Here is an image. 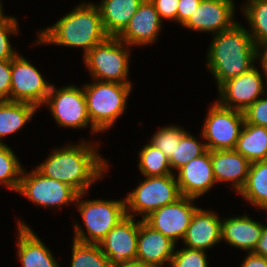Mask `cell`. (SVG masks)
I'll return each mask as SVG.
<instances>
[{
  "instance_id": "60d3db41",
  "label": "cell",
  "mask_w": 267,
  "mask_h": 267,
  "mask_svg": "<svg viewBox=\"0 0 267 267\" xmlns=\"http://www.w3.org/2000/svg\"><path fill=\"white\" fill-rule=\"evenodd\" d=\"M253 253L267 258V225L264 224L261 237Z\"/></svg>"
},
{
  "instance_id": "4316f807",
  "label": "cell",
  "mask_w": 267,
  "mask_h": 267,
  "mask_svg": "<svg viewBox=\"0 0 267 267\" xmlns=\"http://www.w3.org/2000/svg\"><path fill=\"white\" fill-rule=\"evenodd\" d=\"M139 170L146 177L173 174L168 157L150 142L139 152Z\"/></svg>"
},
{
  "instance_id": "836d02e7",
  "label": "cell",
  "mask_w": 267,
  "mask_h": 267,
  "mask_svg": "<svg viewBox=\"0 0 267 267\" xmlns=\"http://www.w3.org/2000/svg\"><path fill=\"white\" fill-rule=\"evenodd\" d=\"M19 25L15 17L0 19V60H11L18 53L12 48L10 34L18 33Z\"/></svg>"
},
{
  "instance_id": "7bdbcfd3",
  "label": "cell",
  "mask_w": 267,
  "mask_h": 267,
  "mask_svg": "<svg viewBox=\"0 0 267 267\" xmlns=\"http://www.w3.org/2000/svg\"><path fill=\"white\" fill-rule=\"evenodd\" d=\"M2 8H3V7H2V5H1V0H0V19L5 18V17H8V16L4 15V13H3V9H2Z\"/></svg>"
},
{
  "instance_id": "1f68e13d",
  "label": "cell",
  "mask_w": 267,
  "mask_h": 267,
  "mask_svg": "<svg viewBox=\"0 0 267 267\" xmlns=\"http://www.w3.org/2000/svg\"><path fill=\"white\" fill-rule=\"evenodd\" d=\"M185 132V129L179 126H165L164 128L158 129L153 137H151L150 143L170 159Z\"/></svg>"
},
{
  "instance_id": "7a4b0ae2",
  "label": "cell",
  "mask_w": 267,
  "mask_h": 267,
  "mask_svg": "<svg viewBox=\"0 0 267 267\" xmlns=\"http://www.w3.org/2000/svg\"><path fill=\"white\" fill-rule=\"evenodd\" d=\"M213 36L206 58L207 67L214 76L217 87L254 67L257 60L256 45L241 23Z\"/></svg>"
},
{
  "instance_id": "d590c367",
  "label": "cell",
  "mask_w": 267,
  "mask_h": 267,
  "mask_svg": "<svg viewBox=\"0 0 267 267\" xmlns=\"http://www.w3.org/2000/svg\"><path fill=\"white\" fill-rule=\"evenodd\" d=\"M161 20H174L178 22V6L179 0H150Z\"/></svg>"
},
{
  "instance_id": "603a6c76",
  "label": "cell",
  "mask_w": 267,
  "mask_h": 267,
  "mask_svg": "<svg viewBox=\"0 0 267 267\" xmlns=\"http://www.w3.org/2000/svg\"><path fill=\"white\" fill-rule=\"evenodd\" d=\"M144 0H102L98 4L102 25L108 36L117 37L128 25Z\"/></svg>"
},
{
  "instance_id": "7402d4cb",
  "label": "cell",
  "mask_w": 267,
  "mask_h": 267,
  "mask_svg": "<svg viewBox=\"0 0 267 267\" xmlns=\"http://www.w3.org/2000/svg\"><path fill=\"white\" fill-rule=\"evenodd\" d=\"M17 254L22 267H59L44 242L26 225L18 221Z\"/></svg>"
},
{
  "instance_id": "74e56055",
  "label": "cell",
  "mask_w": 267,
  "mask_h": 267,
  "mask_svg": "<svg viewBox=\"0 0 267 267\" xmlns=\"http://www.w3.org/2000/svg\"><path fill=\"white\" fill-rule=\"evenodd\" d=\"M202 0H179L178 22L183 25L198 8Z\"/></svg>"
},
{
  "instance_id": "44dd1931",
  "label": "cell",
  "mask_w": 267,
  "mask_h": 267,
  "mask_svg": "<svg viewBox=\"0 0 267 267\" xmlns=\"http://www.w3.org/2000/svg\"><path fill=\"white\" fill-rule=\"evenodd\" d=\"M264 224L252 220L247 215L223 219L221 222V241L244 251L253 252L261 237Z\"/></svg>"
},
{
  "instance_id": "f1b7e54d",
  "label": "cell",
  "mask_w": 267,
  "mask_h": 267,
  "mask_svg": "<svg viewBox=\"0 0 267 267\" xmlns=\"http://www.w3.org/2000/svg\"><path fill=\"white\" fill-rule=\"evenodd\" d=\"M71 267H110L99 244H85L73 240Z\"/></svg>"
},
{
  "instance_id": "ba28073f",
  "label": "cell",
  "mask_w": 267,
  "mask_h": 267,
  "mask_svg": "<svg viewBox=\"0 0 267 267\" xmlns=\"http://www.w3.org/2000/svg\"><path fill=\"white\" fill-rule=\"evenodd\" d=\"M201 136L207 150L234 149L244 125L243 112L221 106L217 101L208 109Z\"/></svg>"
},
{
  "instance_id": "5b68a950",
  "label": "cell",
  "mask_w": 267,
  "mask_h": 267,
  "mask_svg": "<svg viewBox=\"0 0 267 267\" xmlns=\"http://www.w3.org/2000/svg\"><path fill=\"white\" fill-rule=\"evenodd\" d=\"M85 194H78L76 206L86 226L88 235L75 222L73 240L85 244H99L109 231L127 216L125 199L80 201Z\"/></svg>"
},
{
  "instance_id": "52a82bcc",
  "label": "cell",
  "mask_w": 267,
  "mask_h": 267,
  "mask_svg": "<svg viewBox=\"0 0 267 267\" xmlns=\"http://www.w3.org/2000/svg\"><path fill=\"white\" fill-rule=\"evenodd\" d=\"M175 174L145 177L134 191L125 197L126 214L142 215V220L151 212L175 202L181 197Z\"/></svg>"
},
{
  "instance_id": "8fae6325",
  "label": "cell",
  "mask_w": 267,
  "mask_h": 267,
  "mask_svg": "<svg viewBox=\"0 0 267 267\" xmlns=\"http://www.w3.org/2000/svg\"><path fill=\"white\" fill-rule=\"evenodd\" d=\"M9 101L27 102L39 108L44 105L53 84H49L30 61L21 55L11 59Z\"/></svg>"
},
{
  "instance_id": "d4e9b609",
  "label": "cell",
  "mask_w": 267,
  "mask_h": 267,
  "mask_svg": "<svg viewBox=\"0 0 267 267\" xmlns=\"http://www.w3.org/2000/svg\"><path fill=\"white\" fill-rule=\"evenodd\" d=\"M234 149L251 163L267 160V127L244 123Z\"/></svg>"
},
{
  "instance_id": "2e32d148",
  "label": "cell",
  "mask_w": 267,
  "mask_h": 267,
  "mask_svg": "<svg viewBox=\"0 0 267 267\" xmlns=\"http://www.w3.org/2000/svg\"><path fill=\"white\" fill-rule=\"evenodd\" d=\"M177 183L181 196L198 198L208 192L216 183L210 150L192 159L177 170Z\"/></svg>"
},
{
  "instance_id": "3957f363",
  "label": "cell",
  "mask_w": 267,
  "mask_h": 267,
  "mask_svg": "<svg viewBox=\"0 0 267 267\" xmlns=\"http://www.w3.org/2000/svg\"><path fill=\"white\" fill-rule=\"evenodd\" d=\"M37 34L36 45L47 43L71 48L82 47L84 56L108 37L102 25L98 6L90 2L81 3L54 25Z\"/></svg>"
},
{
  "instance_id": "ac0fdd59",
  "label": "cell",
  "mask_w": 267,
  "mask_h": 267,
  "mask_svg": "<svg viewBox=\"0 0 267 267\" xmlns=\"http://www.w3.org/2000/svg\"><path fill=\"white\" fill-rule=\"evenodd\" d=\"M162 20L150 0H144L126 28L117 36L128 46L154 43L161 30Z\"/></svg>"
},
{
  "instance_id": "d6986e66",
  "label": "cell",
  "mask_w": 267,
  "mask_h": 267,
  "mask_svg": "<svg viewBox=\"0 0 267 267\" xmlns=\"http://www.w3.org/2000/svg\"><path fill=\"white\" fill-rule=\"evenodd\" d=\"M216 183L231 181L236 192L244 187L251 162L235 149L210 150Z\"/></svg>"
},
{
  "instance_id": "4fadbf2b",
  "label": "cell",
  "mask_w": 267,
  "mask_h": 267,
  "mask_svg": "<svg viewBox=\"0 0 267 267\" xmlns=\"http://www.w3.org/2000/svg\"><path fill=\"white\" fill-rule=\"evenodd\" d=\"M255 67L225 81L218 87L220 96L217 102L221 106L244 112L259 99V95L266 93L262 75Z\"/></svg>"
},
{
  "instance_id": "8992f818",
  "label": "cell",
  "mask_w": 267,
  "mask_h": 267,
  "mask_svg": "<svg viewBox=\"0 0 267 267\" xmlns=\"http://www.w3.org/2000/svg\"><path fill=\"white\" fill-rule=\"evenodd\" d=\"M127 46V47H125ZM125 42L108 36L84 57V63L96 81L131 84L128 79L130 53ZM128 79V80H127Z\"/></svg>"
},
{
  "instance_id": "484cf974",
  "label": "cell",
  "mask_w": 267,
  "mask_h": 267,
  "mask_svg": "<svg viewBox=\"0 0 267 267\" xmlns=\"http://www.w3.org/2000/svg\"><path fill=\"white\" fill-rule=\"evenodd\" d=\"M239 194L247 203L267 209V160L251 163L246 183Z\"/></svg>"
},
{
  "instance_id": "9c48e42d",
  "label": "cell",
  "mask_w": 267,
  "mask_h": 267,
  "mask_svg": "<svg viewBox=\"0 0 267 267\" xmlns=\"http://www.w3.org/2000/svg\"><path fill=\"white\" fill-rule=\"evenodd\" d=\"M45 104L60 126L79 129L86 128L89 124L93 134L99 133L91 124L84 89L75 85L56 89L52 85Z\"/></svg>"
},
{
  "instance_id": "ffe728a7",
  "label": "cell",
  "mask_w": 267,
  "mask_h": 267,
  "mask_svg": "<svg viewBox=\"0 0 267 267\" xmlns=\"http://www.w3.org/2000/svg\"><path fill=\"white\" fill-rule=\"evenodd\" d=\"M221 222L216 213L198 208L182 240L185 247L205 251L214 247L221 241Z\"/></svg>"
},
{
  "instance_id": "4dcf8cb0",
  "label": "cell",
  "mask_w": 267,
  "mask_h": 267,
  "mask_svg": "<svg viewBox=\"0 0 267 267\" xmlns=\"http://www.w3.org/2000/svg\"><path fill=\"white\" fill-rule=\"evenodd\" d=\"M207 151L206 144L198 142L195 136L187 131L182 135L180 143L177 144L173 156L169 159L171 170H178Z\"/></svg>"
},
{
  "instance_id": "e575fe53",
  "label": "cell",
  "mask_w": 267,
  "mask_h": 267,
  "mask_svg": "<svg viewBox=\"0 0 267 267\" xmlns=\"http://www.w3.org/2000/svg\"><path fill=\"white\" fill-rule=\"evenodd\" d=\"M243 115L244 123L267 127V97L256 100Z\"/></svg>"
},
{
  "instance_id": "83f0119b",
  "label": "cell",
  "mask_w": 267,
  "mask_h": 267,
  "mask_svg": "<svg viewBox=\"0 0 267 267\" xmlns=\"http://www.w3.org/2000/svg\"><path fill=\"white\" fill-rule=\"evenodd\" d=\"M243 6L242 12L251 26L248 32L254 44L267 40V0H248Z\"/></svg>"
},
{
  "instance_id": "ab89813d",
  "label": "cell",
  "mask_w": 267,
  "mask_h": 267,
  "mask_svg": "<svg viewBox=\"0 0 267 267\" xmlns=\"http://www.w3.org/2000/svg\"><path fill=\"white\" fill-rule=\"evenodd\" d=\"M256 58L261 59L260 64L263 68L262 71H264V76L267 77V40L260 42L256 45Z\"/></svg>"
},
{
  "instance_id": "30bf717a",
  "label": "cell",
  "mask_w": 267,
  "mask_h": 267,
  "mask_svg": "<svg viewBox=\"0 0 267 267\" xmlns=\"http://www.w3.org/2000/svg\"><path fill=\"white\" fill-rule=\"evenodd\" d=\"M25 173L23 169L17 192L27 197L34 205L54 208L76 202L79 193L70 185L48 178L36 168Z\"/></svg>"
},
{
  "instance_id": "e0dca14e",
  "label": "cell",
  "mask_w": 267,
  "mask_h": 267,
  "mask_svg": "<svg viewBox=\"0 0 267 267\" xmlns=\"http://www.w3.org/2000/svg\"><path fill=\"white\" fill-rule=\"evenodd\" d=\"M176 243L161 232L139 221L136 261L152 267L170 266Z\"/></svg>"
},
{
  "instance_id": "9a60e30c",
  "label": "cell",
  "mask_w": 267,
  "mask_h": 267,
  "mask_svg": "<svg viewBox=\"0 0 267 267\" xmlns=\"http://www.w3.org/2000/svg\"><path fill=\"white\" fill-rule=\"evenodd\" d=\"M235 4L233 0H202L191 17L182 25L199 32L217 34L232 28Z\"/></svg>"
},
{
  "instance_id": "f35d334b",
  "label": "cell",
  "mask_w": 267,
  "mask_h": 267,
  "mask_svg": "<svg viewBox=\"0 0 267 267\" xmlns=\"http://www.w3.org/2000/svg\"><path fill=\"white\" fill-rule=\"evenodd\" d=\"M240 267H267V258L250 252L247 254Z\"/></svg>"
},
{
  "instance_id": "6da1fadb",
  "label": "cell",
  "mask_w": 267,
  "mask_h": 267,
  "mask_svg": "<svg viewBox=\"0 0 267 267\" xmlns=\"http://www.w3.org/2000/svg\"><path fill=\"white\" fill-rule=\"evenodd\" d=\"M79 143L61 149L55 147L53 153L36 169L44 176L66 183L82 194L88 191L92 183L102 178L109 166L97 152L98 147L94 143Z\"/></svg>"
},
{
  "instance_id": "d6a6232c",
  "label": "cell",
  "mask_w": 267,
  "mask_h": 267,
  "mask_svg": "<svg viewBox=\"0 0 267 267\" xmlns=\"http://www.w3.org/2000/svg\"><path fill=\"white\" fill-rule=\"evenodd\" d=\"M170 267H208L206 252L187 247L174 251Z\"/></svg>"
},
{
  "instance_id": "8d00e7d4",
  "label": "cell",
  "mask_w": 267,
  "mask_h": 267,
  "mask_svg": "<svg viewBox=\"0 0 267 267\" xmlns=\"http://www.w3.org/2000/svg\"><path fill=\"white\" fill-rule=\"evenodd\" d=\"M11 60H0V101L9 100L11 89Z\"/></svg>"
},
{
  "instance_id": "277c9868",
  "label": "cell",
  "mask_w": 267,
  "mask_h": 267,
  "mask_svg": "<svg viewBox=\"0 0 267 267\" xmlns=\"http://www.w3.org/2000/svg\"><path fill=\"white\" fill-rule=\"evenodd\" d=\"M83 89L91 124L100 133L110 129L125 111L132 85L96 80Z\"/></svg>"
},
{
  "instance_id": "b9f144b4",
  "label": "cell",
  "mask_w": 267,
  "mask_h": 267,
  "mask_svg": "<svg viewBox=\"0 0 267 267\" xmlns=\"http://www.w3.org/2000/svg\"><path fill=\"white\" fill-rule=\"evenodd\" d=\"M117 267H152V266L146 265V264H144L142 262H138V261H130L124 265L117 266Z\"/></svg>"
},
{
  "instance_id": "cb8c5ba5",
  "label": "cell",
  "mask_w": 267,
  "mask_h": 267,
  "mask_svg": "<svg viewBox=\"0 0 267 267\" xmlns=\"http://www.w3.org/2000/svg\"><path fill=\"white\" fill-rule=\"evenodd\" d=\"M38 108L27 102L0 101V144L1 138L16 133L31 120Z\"/></svg>"
},
{
  "instance_id": "5bb4252c",
  "label": "cell",
  "mask_w": 267,
  "mask_h": 267,
  "mask_svg": "<svg viewBox=\"0 0 267 267\" xmlns=\"http://www.w3.org/2000/svg\"><path fill=\"white\" fill-rule=\"evenodd\" d=\"M126 216L116 224L99 243L109 260L110 267H117L136 261L139 234V220Z\"/></svg>"
},
{
  "instance_id": "7c38bea8",
  "label": "cell",
  "mask_w": 267,
  "mask_h": 267,
  "mask_svg": "<svg viewBox=\"0 0 267 267\" xmlns=\"http://www.w3.org/2000/svg\"><path fill=\"white\" fill-rule=\"evenodd\" d=\"M194 200L181 196L175 202L151 212L143 221L177 243L179 238L183 240L185 237L192 216L199 208L195 207Z\"/></svg>"
},
{
  "instance_id": "f546056e",
  "label": "cell",
  "mask_w": 267,
  "mask_h": 267,
  "mask_svg": "<svg viewBox=\"0 0 267 267\" xmlns=\"http://www.w3.org/2000/svg\"><path fill=\"white\" fill-rule=\"evenodd\" d=\"M17 158L8 145L0 144V184L15 192L18 191L23 171Z\"/></svg>"
}]
</instances>
